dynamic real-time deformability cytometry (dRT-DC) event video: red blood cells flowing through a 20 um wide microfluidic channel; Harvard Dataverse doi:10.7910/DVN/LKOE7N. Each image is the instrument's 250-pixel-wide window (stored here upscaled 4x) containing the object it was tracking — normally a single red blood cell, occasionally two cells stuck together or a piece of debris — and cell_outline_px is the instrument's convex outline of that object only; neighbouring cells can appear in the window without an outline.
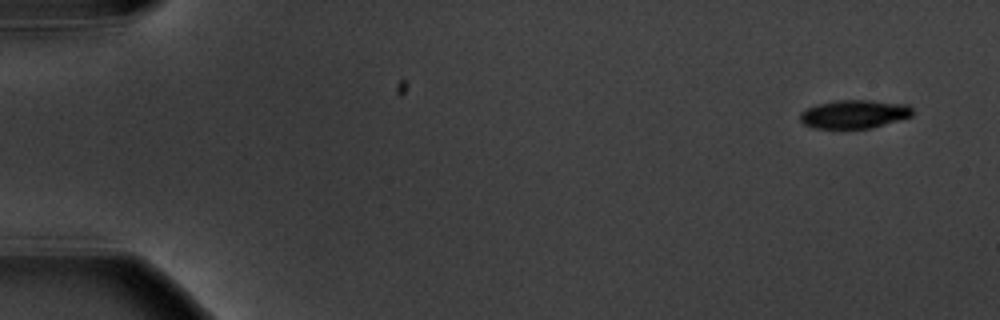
{"species": "common noctule bat (a hibernating species)", "species_latin": "Nyctalus noctula", "temperature_condition": "warm", "stored_images_in_passage": 6, "segment_of_instrument_passage": [1, 2], "camera_frame_rate_fps": 3000, "um_per_image_px": 0.085, "animal": {"sex": "male", "body_mass_g": 20.1, "forearm_length_mm": 53.5}, "frame": {"image": 1, "passage_image": 1, "time_ms": 0.0, "image_size_px": [1000, 320], "cell_outline_px": [[912, 116], [900, 120], [872, 128], [812, 128], [804, 124], [800, 120], [800, 112], [816, 104], [836, 100], [868, 100], [908, 104], [912, 108]], "centroid_in_image_um": [72.61, 9.7], "position_along_channel_um": 12.4, "area_um2": 18.73}}